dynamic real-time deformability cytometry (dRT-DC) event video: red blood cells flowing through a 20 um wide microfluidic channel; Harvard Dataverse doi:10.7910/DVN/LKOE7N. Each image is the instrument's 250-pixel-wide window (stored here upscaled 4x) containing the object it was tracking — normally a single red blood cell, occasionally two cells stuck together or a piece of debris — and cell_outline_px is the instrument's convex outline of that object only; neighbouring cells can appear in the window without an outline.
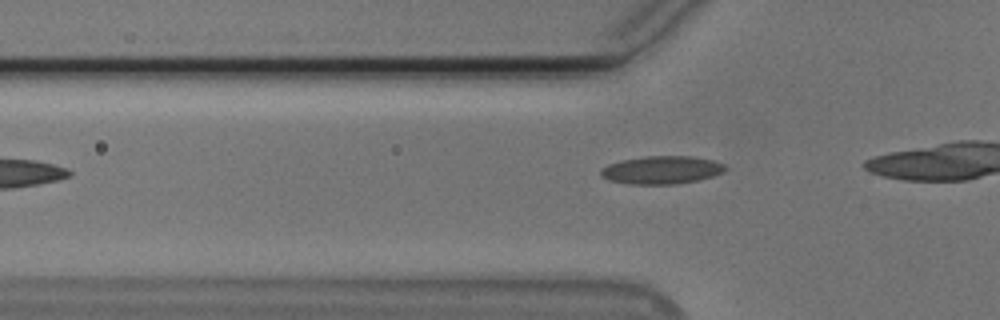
{"species": "Egyptian fruit bat (a non-hibernating species)", "species_latin": "Rousettus aegyptiacus", "temperature_condition": "cold", "stored_images_in_passage": 8, "camera_frame_rate_fps": 3000, "um_per_image_px": 0.085, "animal": {"sex": "male"}, "frame": {"image": 1, "passage_image": 3, "time_ms": 0.667, "image_size_px": [1000, 320], "cell_outline_px": [[728, 168], [724, 172], [712, 176], [696, 180], [676, 184], [628, 184], [608, 180], [600, 176], [600, 168], [608, 164], [620, 160], [644, 156], [692, 156], [712, 160], [724, 164]], "centroid_in_image_um": [56.2, 14.44], "position_along_channel_um": 69.6, "area_um2": 20.46}}
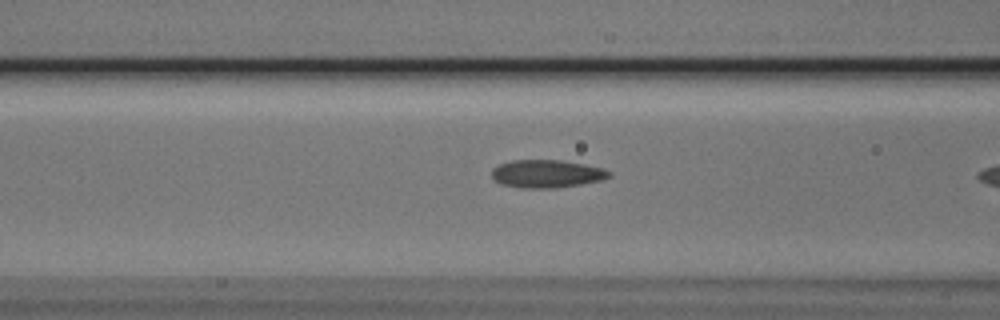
{"frame": {"image": 2, "passage_image": 7, "time_ms": 2.0, "image_size_px": [1000, 320], "cell_outline_px": [[612, 176], [604, 180], [556, 188], [520, 188], [500, 184], [492, 180], [492, 168], [500, 164], [512, 160], [560, 160], [584, 164], [604, 168], [612, 172]], "centroid_in_image_um": [46.48, 14.78], "position_along_channel_um": 120.1, "area_um2": 19.36}}